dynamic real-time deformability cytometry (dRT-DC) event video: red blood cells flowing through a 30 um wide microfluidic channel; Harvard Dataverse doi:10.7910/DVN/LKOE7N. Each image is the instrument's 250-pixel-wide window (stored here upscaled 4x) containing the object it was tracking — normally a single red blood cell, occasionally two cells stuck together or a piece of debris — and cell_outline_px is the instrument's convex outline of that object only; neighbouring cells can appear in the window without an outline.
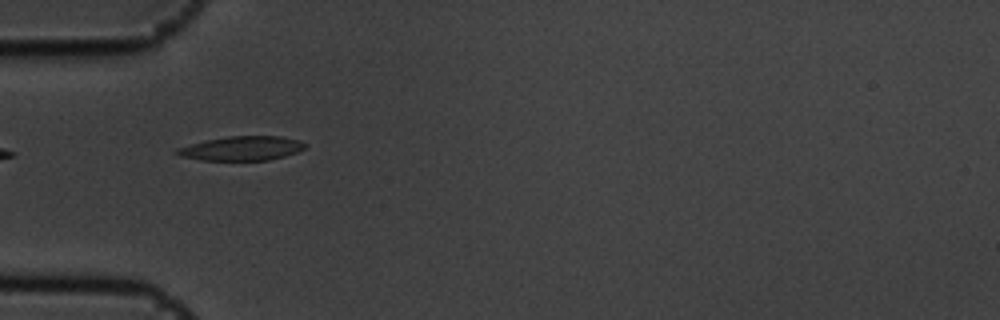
{"species": "common noctule bat (a hibernating species)", "species_latin": "Nyctalus noctula", "temperature_condition": "cold", "stored_images_in_passage": 9, "camera_frame_rate_fps": 3000, "um_per_image_px": 0.085, "animal": {"sex": "male", "body_mass_g": 19.5, "forearm_length_mm": 54.6}, "frame": {"image": 1, "passage_image": 4, "time_ms": 1.0, "image_size_px": [1000, 320], "cell_outline_px": [[308, 144], [304, 148], [296, 152], [284, 156], [268, 160], [200, 160], [180, 156], [172, 152], [176, 148], [208, 140], [228, 136], [280, 136], [300, 140]], "centroid_in_image_um": [20.55, 12.61], "position_along_channel_um": 64.5, "area_um2": 18.03}}
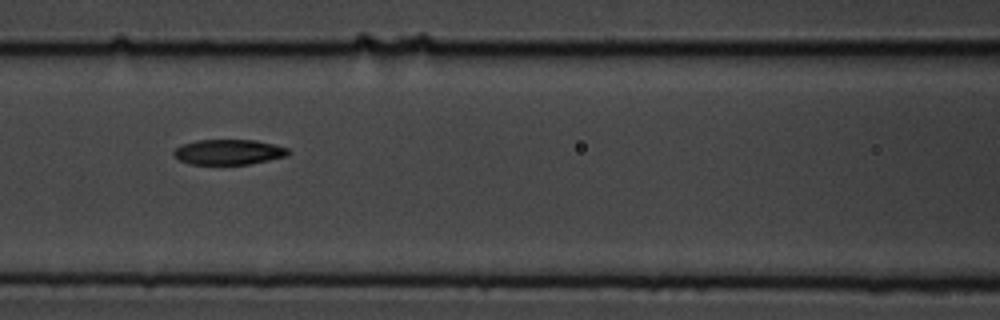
{"frame": {"image": 2, "passage_image": 6, "time_ms": 1.667, "image_size_px": [1000, 320], "cell_outline_px": [[288, 156], [248, 164], [188, 164], [180, 160], [172, 152], [180, 144], [196, 140], [256, 140], [288, 148]], "centroid_in_image_um": [19.4, 12.92], "position_along_channel_um": 147.2, "area_um2": 16.76}}
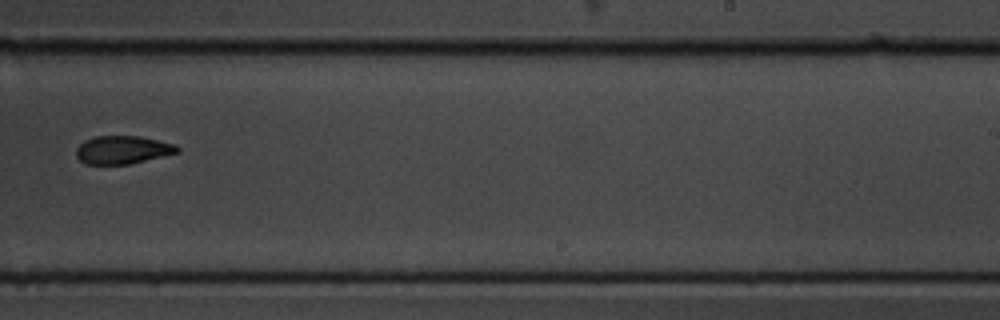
{"frame": {"image": 3, "passage_image": 9, "time_ms": 2.667, "image_size_px": [1000, 320], "cell_outline_px": [[180, 152], [128, 164], [84, 164], [76, 156], [76, 148], [84, 140], [96, 136], [140, 136], [176, 144], [180, 148]], "centroid_in_image_um": [10.42, 12.73], "position_along_channel_um": 278.6, "area_um2": 16.59}}